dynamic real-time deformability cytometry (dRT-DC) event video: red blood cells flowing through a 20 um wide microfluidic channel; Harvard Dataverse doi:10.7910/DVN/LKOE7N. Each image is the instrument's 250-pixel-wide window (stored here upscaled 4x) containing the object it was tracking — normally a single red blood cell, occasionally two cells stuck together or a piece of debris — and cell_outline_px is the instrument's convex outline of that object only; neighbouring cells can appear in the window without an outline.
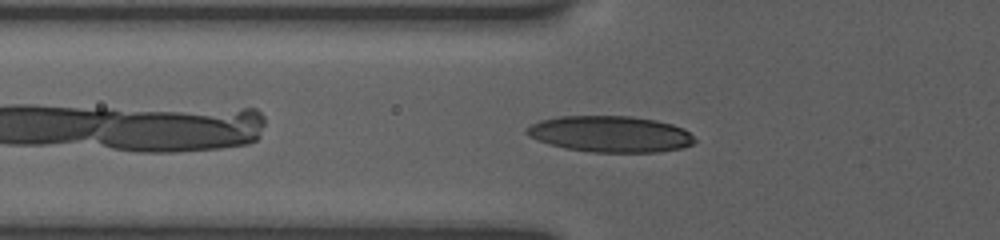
{"species": "human", "species_latin": "Homo sapiens", "temperature_condition": "room temperature", "stored_images_in_passage": 9, "camera_frame_rate_fps": 3000, "um_per_image_px": 0.085, "donor": {"sex": "female"}, "frame": {"image": 1, "passage_image": 2, "time_ms": 0.667, "image_size_px": [1000, 240], "cell_outline_px": [[696, 140], [692, 144], [684, 148], [660, 152], [592, 152], [564, 148], [548, 144], [536, 140], [528, 136], [524, 132], [524, 128], [540, 120], [560, 116], [632, 116], [656, 120], [672, 124], [684, 128]], "centroid_in_image_um": [51.85, 11.39], "position_along_channel_um": 73.9, "area_um2": 35.78}}
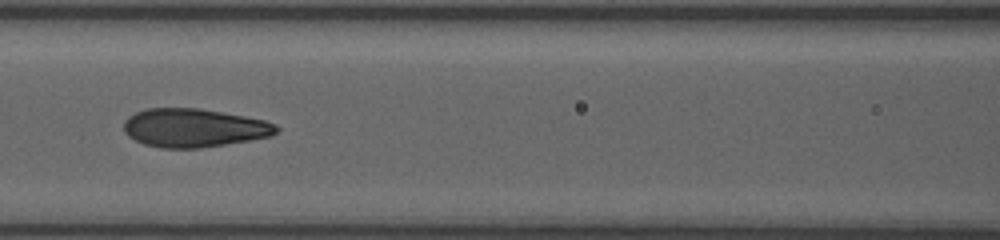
{"frame": {"image": 2, "passage_image": 6, "time_ms": 2.667, "image_size_px": [1000, 240], "cell_outline_px": [[280, 128], [272, 136], [200, 148], [160, 148], [144, 144], [128, 136], [124, 132], [124, 120], [128, 116], [136, 112], [148, 108], [200, 108], [244, 116], [264, 120], [276, 124]], "centroid_in_image_um": [16.47, 10.86], "position_along_channel_um": 150.1, "area_um2": 34.22}}
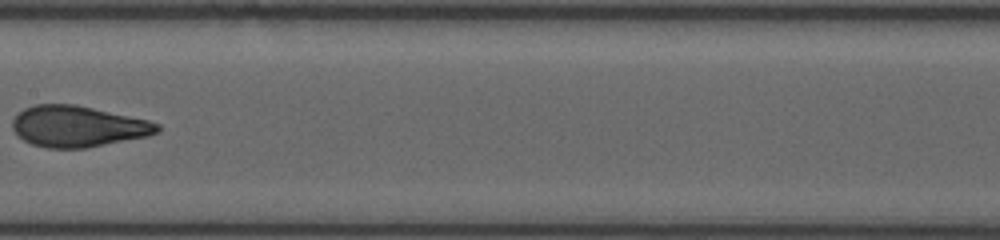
{"frame": {"image": 3, "passage_image": 8, "time_ms": 4.0, "image_size_px": [1000, 240], "cell_outline_px": [[160, 132], [148, 136], [88, 148], [48, 148], [32, 144], [24, 140], [12, 128], [12, 120], [24, 108], [36, 104], [76, 104], [148, 120], [160, 124]], "centroid_in_image_um": [6.64, 10.74], "position_along_channel_um": 200.8, "area_um2": 34.68}}